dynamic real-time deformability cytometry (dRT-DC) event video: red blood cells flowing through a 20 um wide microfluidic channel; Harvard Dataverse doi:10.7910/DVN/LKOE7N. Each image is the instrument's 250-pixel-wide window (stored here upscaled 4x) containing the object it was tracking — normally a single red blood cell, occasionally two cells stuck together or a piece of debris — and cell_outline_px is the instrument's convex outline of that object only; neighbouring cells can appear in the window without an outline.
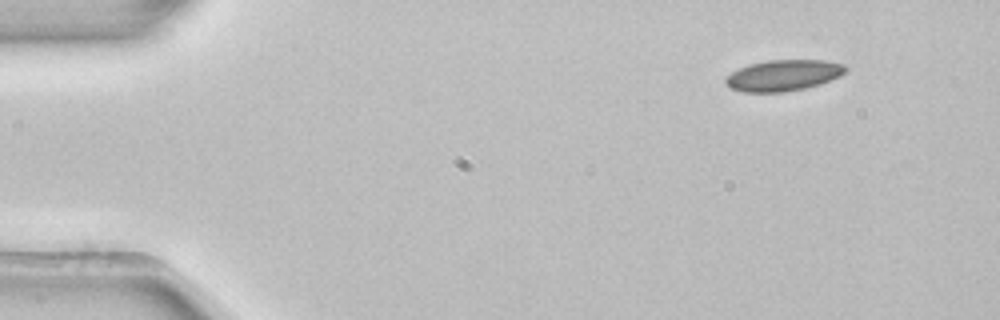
{"species": "common noctule bat (a hibernating species)", "species_latin": "Nyctalus noctula", "temperature_condition": "room temperature", "stored_images_in_passage": 3, "camera_frame_rate_fps": 3000, "um_per_image_px": 0.085, "animal": {"sex": "female", "body_mass_g": 22.7, "forearm_length_mm": 54.2}, "frame": {"image": 1, "passage_image": 1, "time_ms": 0.0, "image_size_px": [1000, 320], "cell_outline_px": [[848, 68], [840, 76], [820, 84], [804, 88], [784, 92], [744, 92], [728, 88], [724, 84], [724, 80], [732, 72], [748, 64], [768, 60], [824, 60], [844, 64]], "centroid_in_image_um": [66.56, 6.41], "position_along_channel_um": 18.4, "area_um2": 21.79}}
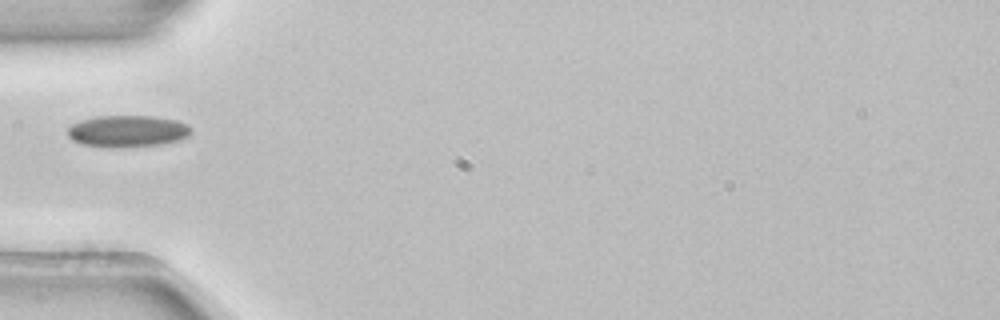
{"frame": {"image": 2, "passage_image": 3, "time_ms": 0.667, "image_size_px": [1000, 320], "cell_outline_px": [[192, 132], [188, 136], [180, 140], [160, 144], [120, 148], [104, 148], [80, 144], [72, 140], [68, 136], [68, 128], [72, 124], [80, 120], [96, 116], [152, 116], [176, 120], [188, 124], [192, 128]], "centroid_in_image_um": [10.83, 11.16], "position_along_channel_um": 74.2, "area_um2": 23.24}}